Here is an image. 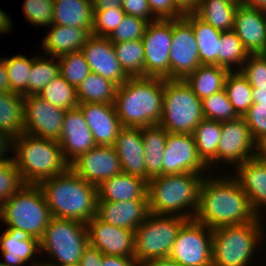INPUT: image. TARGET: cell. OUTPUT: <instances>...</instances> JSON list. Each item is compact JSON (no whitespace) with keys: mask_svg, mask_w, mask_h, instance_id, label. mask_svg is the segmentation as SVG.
<instances>
[{"mask_svg":"<svg viewBox=\"0 0 266 266\" xmlns=\"http://www.w3.org/2000/svg\"><path fill=\"white\" fill-rule=\"evenodd\" d=\"M228 174L217 178L207 174L201 183L199 205L193 219L212 230L251 223L259 217L238 180Z\"/></svg>","mask_w":266,"mask_h":266,"instance_id":"cell-1","label":"cell"},{"mask_svg":"<svg viewBox=\"0 0 266 266\" xmlns=\"http://www.w3.org/2000/svg\"><path fill=\"white\" fill-rule=\"evenodd\" d=\"M38 186L52 217L74 219L87 224L97 215V187L71 168L41 181Z\"/></svg>","mask_w":266,"mask_h":266,"instance_id":"cell-2","label":"cell"},{"mask_svg":"<svg viewBox=\"0 0 266 266\" xmlns=\"http://www.w3.org/2000/svg\"><path fill=\"white\" fill-rule=\"evenodd\" d=\"M164 79L129 77L118 86L114 106L122 127L158 125L163 112Z\"/></svg>","mask_w":266,"mask_h":266,"instance_id":"cell-3","label":"cell"},{"mask_svg":"<svg viewBox=\"0 0 266 266\" xmlns=\"http://www.w3.org/2000/svg\"><path fill=\"white\" fill-rule=\"evenodd\" d=\"M204 177L205 175L199 173H182L150 179L147 191L149 212L193 219L199 205L200 187Z\"/></svg>","mask_w":266,"mask_h":266,"instance_id":"cell-4","label":"cell"},{"mask_svg":"<svg viewBox=\"0 0 266 266\" xmlns=\"http://www.w3.org/2000/svg\"><path fill=\"white\" fill-rule=\"evenodd\" d=\"M13 149L16 157L12 158L24 184L38 185L70 168L57 140L23 132L13 138Z\"/></svg>","mask_w":266,"mask_h":266,"instance_id":"cell-5","label":"cell"},{"mask_svg":"<svg viewBox=\"0 0 266 266\" xmlns=\"http://www.w3.org/2000/svg\"><path fill=\"white\" fill-rule=\"evenodd\" d=\"M261 224L259 216L251 223L213 229L212 266L249 265L256 246L263 241V235H266Z\"/></svg>","mask_w":266,"mask_h":266,"instance_id":"cell-6","label":"cell"},{"mask_svg":"<svg viewBox=\"0 0 266 266\" xmlns=\"http://www.w3.org/2000/svg\"><path fill=\"white\" fill-rule=\"evenodd\" d=\"M40 253L50 255L47 266H78L83 250L89 244L88 229L84 222L52 217L39 240ZM58 261L57 263L55 261ZM51 262V263H50Z\"/></svg>","mask_w":266,"mask_h":266,"instance_id":"cell-7","label":"cell"},{"mask_svg":"<svg viewBox=\"0 0 266 266\" xmlns=\"http://www.w3.org/2000/svg\"><path fill=\"white\" fill-rule=\"evenodd\" d=\"M52 218L41 188L25 184L0 205V219L8 228L29 232L40 240Z\"/></svg>","mask_w":266,"mask_h":266,"instance_id":"cell-8","label":"cell"},{"mask_svg":"<svg viewBox=\"0 0 266 266\" xmlns=\"http://www.w3.org/2000/svg\"><path fill=\"white\" fill-rule=\"evenodd\" d=\"M204 119L200 100L181 79H164L163 112L159 123L168 133L192 134Z\"/></svg>","mask_w":266,"mask_h":266,"instance_id":"cell-9","label":"cell"},{"mask_svg":"<svg viewBox=\"0 0 266 266\" xmlns=\"http://www.w3.org/2000/svg\"><path fill=\"white\" fill-rule=\"evenodd\" d=\"M188 220L179 215L150 213L135 229L136 260L142 264L147 260L168 257L178 232Z\"/></svg>","mask_w":266,"mask_h":266,"instance_id":"cell-10","label":"cell"},{"mask_svg":"<svg viewBox=\"0 0 266 266\" xmlns=\"http://www.w3.org/2000/svg\"><path fill=\"white\" fill-rule=\"evenodd\" d=\"M213 230L194 219L178 232L168 257L183 266H212Z\"/></svg>","mask_w":266,"mask_h":266,"instance_id":"cell-11","label":"cell"},{"mask_svg":"<svg viewBox=\"0 0 266 266\" xmlns=\"http://www.w3.org/2000/svg\"><path fill=\"white\" fill-rule=\"evenodd\" d=\"M141 40L145 55L144 77L170 79L172 19L150 22Z\"/></svg>","mask_w":266,"mask_h":266,"instance_id":"cell-12","label":"cell"},{"mask_svg":"<svg viewBox=\"0 0 266 266\" xmlns=\"http://www.w3.org/2000/svg\"><path fill=\"white\" fill-rule=\"evenodd\" d=\"M169 59L170 79L183 80L201 65L192 25L184 17L172 19Z\"/></svg>","mask_w":266,"mask_h":266,"instance_id":"cell-13","label":"cell"},{"mask_svg":"<svg viewBox=\"0 0 266 266\" xmlns=\"http://www.w3.org/2000/svg\"><path fill=\"white\" fill-rule=\"evenodd\" d=\"M222 133L217 148V162L233 163L235 168L247 159L259 155V145L253 139L243 117L221 122ZM253 150V151H252Z\"/></svg>","mask_w":266,"mask_h":266,"instance_id":"cell-14","label":"cell"},{"mask_svg":"<svg viewBox=\"0 0 266 266\" xmlns=\"http://www.w3.org/2000/svg\"><path fill=\"white\" fill-rule=\"evenodd\" d=\"M66 111L38 95H26L24 96V132L58 141Z\"/></svg>","mask_w":266,"mask_h":266,"instance_id":"cell-15","label":"cell"},{"mask_svg":"<svg viewBox=\"0 0 266 266\" xmlns=\"http://www.w3.org/2000/svg\"><path fill=\"white\" fill-rule=\"evenodd\" d=\"M209 171L197 152L192 134L168 133L163 153L162 175L201 173Z\"/></svg>","mask_w":266,"mask_h":266,"instance_id":"cell-16","label":"cell"},{"mask_svg":"<svg viewBox=\"0 0 266 266\" xmlns=\"http://www.w3.org/2000/svg\"><path fill=\"white\" fill-rule=\"evenodd\" d=\"M70 168L96 187L105 180L122 173L120 159L113 145H96L75 159L70 164Z\"/></svg>","mask_w":266,"mask_h":266,"instance_id":"cell-17","label":"cell"},{"mask_svg":"<svg viewBox=\"0 0 266 266\" xmlns=\"http://www.w3.org/2000/svg\"><path fill=\"white\" fill-rule=\"evenodd\" d=\"M86 225L90 246L108 256L135 257V231L111 225L97 215Z\"/></svg>","mask_w":266,"mask_h":266,"instance_id":"cell-18","label":"cell"},{"mask_svg":"<svg viewBox=\"0 0 266 266\" xmlns=\"http://www.w3.org/2000/svg\"><path fill=\"white\" fill-rule=\"evenodd\" d=\"M81 52L92 73L99 74L118 86L129 79L120 66L112 42L107 37L91 35Z\"/></svg>","mask_w":266,"mask_h":266,"instance_id":"cell-19","label":"cell"},{"mask_svg":"<svg viewBox=\"0 0 266 266\" xmlns=\"http://www.w3.org/2000/svg\"><path fill=\"white\" fill-rule=\"evenodd\" d=\"M58 142L69 164L96 146L92 132L78 107L66 111Z\"/></svg>","mask_w":266,"mask_h":266,"instance_id":"cell-20","label":"cell"},{"mask_svg":"<svg viewBox=\"0 0 266 266\" xmlns=\"http://www.w3.org/2000/svg\"><path fill=\"white\" fill-rule=\"evenodd\" d=\"M96 145H113L122 128L114 103H79Z\"/></svg>","mask_w":266,"mask_h":266,"instance_id":"cell-21","label":"cell"},{"mask_svg":"<svg viewBox=\"0 0 266 266\" xmlns=\"http://www.w3.org/2000/svg\"><path fill=\"white\" fill-rule=\"evenodd\" d=\"M233 30L248 54H266L265 12L239 5Z\"/></svg>","mask_w":266,"mask_h":266,"instance_id":"cell-22","label":"cell"},{"mask_svg":"<svg viewBox=\"0 0 266 266\" xmlns=\"http://www.w3.org/2000/svg\"><path fill=\"white\" fill-rule=\"evenodd\" d=\"M122 173L146 180V166L141 127H122L113 144Z\"/></svg>","mask_w":266,"mask_h":266,"instance_id":"cell-23","label":"cell"},{"mask_svg":"<svg viewBox=\"0 0 266 266\" xmlns=\"http://www.w3.org/2000/svg\"><path fill=\"white\" fill-rule=\"evenodd\" d=\"M235 172L233 176L248 196L252 209L261 216L260 208L266 207V161L257 155L237 165Z\"/></svg>","mask_w":266,"mask_h":266,"instance_id":"cell-24","label":"cell"},{"mask_svg":"<svg viewBox=\"0 0 266 266\" xmlns=\"http://www.w3.org/2000/svg\"><path fill=\"white\" fill-rule=\"evenodd\" d=\"M149 214L148 200L97 201V216L102 221L122 229L135 231Z\"/></svg>","mask_w":266,"mask_h":266,"instance_id":"cell-25","label":"cell"},{"mask_svg":"<svg viewBox=\"0 0 266 266\" xmlns=\"http://www.w3.org/2000/svg\"><path fill=\"white\" fill-rule=\"evenodd\" d=\"M147 191V180L126 173L115 175L97 186L98 201L148 200Z\"/></svg>","mask_w":266,"mask_h":266,"instance_id":"cell-26","label":"cell"},{"mask_svg":"<svg viewBox=\"0 0 266 266\" xmlns=\"http://www.w3.org/2000/svg\"><path fill=\"white\" fill-rule=\"evenodd\" d=\"M0 249L7 266H22L40 252L39 240L18 228H6L0 236ZM31 259V260H30Z\"/></svg>","mask_w":266,"mask_h":266,"instance_id":"cell-27","label":"cell"},{"mask_svg":"<svg viewBox=\"0 0 266 266\" xmlns=\"http://www.w3.org/2000/svg\"><path fill=\"white\" fill-rule=\"evenodd\" d=\"M49 27L51 30H49L42 42L47 58L50 56L59 57L67 53L80 51L91 36L87 29L79 27L57 24H51Z\"/></svg>","mask_w":266,"mask_h":266,"instance_id":"cell-28","label":"cell"},{"mask_svg":"<svg viewBox=\"0 0 266 266\" xmlns=\"http://www.w3.org/2000/svg\"><path fill=\"white\" fill-rule=\"evenodd\" d=\"M92 0H54L52 24L79 27L92 33Z\"/></svg>","mask_w":266,"mask_h":266,"instance_id":"cell-29","label":"cell"},{"mask_svg":"<svg viewBox=\"0 0 266 266\" xmlns=\"http://www.w3.org/2000/svg\"><path fill=\"white\" fill-rule=\"evenodd\" d=\"M191 25L198 44L201 65H218L220 54L221 30L207 24L194 13L183 16Z\"/></svg>","mask_w":266,"mask_h":266,"instance_id":"cell-30","label":"cell"},{"mask_svg":"<svg viewBox=\"0 0 266 266\" xmlns=\"http://www.w3.org/2000/svg\"><path fill=\"white\" fill-rule=\"evenodd\" d=\"M167 134L168 132L159 124L141 127L147 181L162 175V161Z\"/></svg>","mask_w":266,"mask_h":266,"instance_id":"cell-31","label":"cell"},{"mask_svg":"<svg viewBox=\"0 0 266 266\" xmlns=\"http://www.w3.org/2000/svg\"><path fill=\"white\" fill-rule=\"evenodd\" d=\"M229 69L218 65H200L194 72L183 80L200 99L224 89Z\"/></svg>","mask_w":266,"mask_h":266,"instance_id":"cell-32","label":"cell"},{"mask_svg":"<svg viewBox=\"0 0 266 266\" xmlns=\"http://www.w3.org/2000/svg\"><path fill=\"white\" fill-rule=\"evenodd\" d=\"M233 0H200L194 14L221 31L233 30L237 8Z\"/></svg>","mask_w":266,"mask_h":266,"instance_id":"cell-33","label":"cell"},{"mask_svg":"<svg viewBox=\"0 0 266 266\" xmlns=\"http://www.w3.org/2000/svg\"><path fill=\"white\" fill-rule=\"evenodd\" d=\"M221 133V122L206 118H204L192 132L198 155L209 167V171L214 167L217 168V148Z\"/></svg>","mask_w":266,"mask_h":266,"instance_id":"cell-34","label":"cell"},{"mask_svg":"<svg viewBox=\"0 0 266 266\" xmlns=\"http://www.w3.org/2000/svg\"><path fill=\"white\" fill-rule=\"evenodd\" d=\"M24 127V96L0 93V131L15 138L24 132Z\"/></svg>","mask_w":266,"mask_h":266,"instance_id":"cell-35","label":"cell"},{"mask_svg":"<svg viewBox=\"0 0 266 266\" xmlns=\"http://www.w3.org/2000/svg\"><path fill=\"white\" fill-rule=\"evenodd\" d=\"M118 85L95 73H90L76 89L79 103H114Z\"/></svg>","mask_w":266,"mask_h":266,"instance_id":"cell-36","label":"cell"},{"mask_svg":"<svg viewBox=\"0 0 266 266\" xmlns=\"http://www.w3.org/2000/svg\"><path fill=\"white\" fill-rule=\"evenodd\" d=\"M224 90L236 114L243 117L253 104L252 87L240 70H232L228 73Z\"/></svg>","mask_w":266,"mask_h":266,"instance_id":"cell-37","label":"cell"},{"mask_svg":"<svg viewBox=\"0 0 266 266\" xmlns=\"http://www.w3.org/2000/svg\"><path fill=\"white\" fill-rule=\"evenodd\" d=\"M122 70L128 77H144V47L142 40L112 43Z\"/></svg>","mask_w":266,"mask_h":266,"instance_id":"cell-38","label":"cell"},{"mask_svg":"<svg viewBox=\"0 0 266 266\" xmlns=\"http://www.w3.org/2000/svg\"><path fill=\"white\" fill-rule=\"evenodd\" d=\"M43 58L42 56H34L28 80L27 95H38L49 82L60 75V63L57 57L52 56L50 60L46 57Z\"/></svg>","mask_w":266,"mask_h":266,"instance_id":"cell-39","label":"cell"},{"mask_svg":"<svg viewBox=\"0 0 266 266\" xmlns=\"http://www.w3.org/2000/svg\"><path fill=\"white\" fill-rule=\"evenodd\" d=\"M38 96L66 110L75 109L79 105L76 88L61 75L49 82Z\"/></svg>","mask_w":266,"mask_h":266,"instance_id":"cell-40","label":"cell"},{"mask_svg":"<svg viewBox=\"0 0 266 266\" xmlns=\"http://www.w3.org/2000/svg\"><path fill=\"white\" fill-rule=\"evenodd\" d=\"M248 55L234 30L222 32L218 66H223L232 71L234 66L243 65Z\"/></svg>","mask_w":266,"mask_h":266,"instance_id":"cell-41","label":"cell"},{"mask_svg":"<svg viewBox=\"0 0 266 266\" xmlns=\"http://www.w3.org/2000/svg\"><path fill=\"white\" fill-rule=\"evenodd\" d=\"M33 60L34 57L29 59L21 54L10 58L4 57L11 92L23 96L27 95L28 80Z\"/></svg>","mask_w":266,"mask_h":266,"instance_id":"cell-42","label":"cell"},{"mask_svg":"<svg viewBox=\"0 0 266 266\" xmlns=\"http://www.w3.org/2000/svg\"><path fill=\"white\" fill-rule=\"evenodd\" d=\"M57 59L60 63V75L76 89L91 73L89 64L81 50L61 55Z\"/></svg>","mask_w":266,"mask_h":266,"instance_id":"cell-43","label":"cell"},{"mask_svg":"<svg viewBox=\"0 0 266 266\" xmlns=\"http://www.w3.org/2000/svg\"><path fill=\"white\" fill-rule=\"evenodd\" d=\"M202 113L204 118L219 122L239 118L224 89L202 100Z\"/></svg>","mask_w":266,"mask_h":266,"instance_id":"cell-44","label":"cell"},{"mask_svg":"<svg viewBox=\"0 0 266 266\" xmlns=\"http://www.w3.org/2000/svg\"><path fill=\"white\" fill-rule=\"evenodd\" d=\"M150 22L125 14L122 23L107 37L112 43L141 40Z\"/></svg>","mask_w":266,"mask_h":266,"instance_id":"cell-45","label":"cell"},{"mask_svg":"<svg viewBox=\"0 0 266 266\" xmlns=\"http://www.w3.org/2000/svg\"><path fill=\"white\" fill-rule=\"evenodd\" d=\"M125 14L122 7L94 11L91 35L108 37L122 23Z\"/></svg>","mask_w":266,"mask_h":266,"instance_id":"cell-46","label":"cell"},{"mask_svg":"<svg viewBox=\"0 0 266 266\" xmlns=\"http://www.w3.org/2000/svg\"><path fill=\"white\" fill-rule=\"evenodd\" d=\"M24 185L13 160L0 163V205L11 198Z\"/></svg>","mask_w":266,"mask_h":266,"instance_id":"cell-47","label":"cell"},{"mask_svg":"<svg viewBox=\"0 0 266 266\" xmlns=\"http://www.w3.org/2000/svg\"><path fill=\"white\" fill-rule=\"evenodd\" d=\"M252 88H266V54H249L239 68Z\"/></svg>","mask_w":266,"mask_h":266,"instance_id":"cell-48","label":"cell"},{"mask_svg":"<svg viewBox=\"0 0 266 266\" xmlns=\"http://www.w3.org/2000/svg\"><path fill=\"white\" fill-rule=\"evenodd\" d=\"M54 9V0H25L23 12L26 20L35 26H50Z\"/></svg>","mask_w":266,"mask_h":266,"instance_id":"cell-49","label":"cell"},{"mask_svg":"<svg viewBox=\"0 0 266 266\" xmlns=\"http://www.w3.org/2000/svg\"><path fill=\"white\" fill-rule=\"evenodd\" d=\"M243 118L253 139L260 145L266 140V104L253 103Z\"/></svg>","mask_w":266,"mask_h":266,"instance_id":"cell-50","label":"cell"},{"mask_svg":"<svg viewBox=\"0 0 266 266\" xmlns=\"http://www.w3.org/2000/svg\"><path fill=\"white\" fill-rule=\"evenodd\" d=\"M157 19H178L184 14L176 7L173 0H147Z\"/></svg>","mask_w":266,"mask_h":266,"instance_id":"cell-51","label":"cell"},{"mask_svg":"<svg viewBox=\"0 0 266 266\" xmlns=\"http://www.w3.org/2000/svg\"><path fill=\"white\" fill-rule=\"evenodd\" d=\"M122 9L127 15L137 16L149 22L158 20L153 15L147 0H123Z\"/></svg>","mask_w":266,"mask_h":266,"instance_id":"cell-52","label":"cell"},{"mask_svg":"<svg viewBox=\"0 0 266 266\" xmlns=\"http://www.w3.org/2000/svg\"><path fill=\"white\" fill-rule=\"evenodd\" d=\"M104 254L89 244L83 250L78 266H101Z\"/></svg>","mask_w":266,"mask_h":266,"instance_id":"cell-53","label":"cell"},{"mask_svg":"<svg viewBox=\"0 0 266 266\" xmlns=\"http://www.w3.org/2000/svg\"><path fill=\"white\" fill-rule=\"evenodd\" d=\"M101 266H141L135 257L103 256Z\"/></svg>","mask_w":266,"mask_h":266,"instance_id":"cell-54","label":"cell"},{"mask_svg":"<svg viewBox=\"0 0 266 266\" xmlns=\"http://www.w3.org/2000/svg\"><path fill=\"white\" fill-rule=\"evenodd\" d=\"M13 150V138L5 132L0 131V163L12 161L13 158L6 157L8 150ZM5 156V157H4Z\"/></svg>","mask_w":266,"mask_h":266,"instance_id":"cell-55","label":"cell"},{"mask_svg":"<svg viewBox=\"0 0 266 266\" xmlns=\"http://www.w3.org/2000/svg\"><path fill=\"white\" fill-rule=\"evenodd\" d=\"M176 7L183 13H194L200 0H173Z\"/></svg>","mask_w":266,"mask_h":266,"instance_id":"cell-56","label":"cell"},{"mask_svg":"<svg viewBox=\"0 0 266 266\" xmlns=\"http://www.w3.org/2000/svg\"><path fill=\"white\" fill-rule=\"evenodd\" d=\"M123 0H92L94 11L108 10L122 7Z\"/></svg>","mask_w":266,"mask_h":266,"instance_id":"cell-57","label":"cell"},{"mask_svg":"<svg viewBox=\"0 0 266 266\" xmlns=\"http://www.w3.org/2000/svg\"><path fill=\"white\" fill-rule=\"evenodd\" d=\"M11 92L4 58H0V93Z\"/></svg>","mask_w":266,"mask_h":266,"instance_id":"cell-58","label":"cell"},{"mask_svg":"<svg viewBox=\"0 0 266 266\" xmlns=\"http://www.w3.org/2000/svg\"><path fill=\"white\" fill-rule=\"evenodd\" d=\"M141 266H183L170 257L147 260Z\"/></svg>","mask_w":266,"mask_h":266,"instance_id":"cell-59","label":"cell"},{"mask_svg":"<svg viewBox=\"0 0 266 266\" xmlns=\"http://www.w3.org/2000/svg\"><path fill=\"white\" fill-rule=\"evenodd\" d=\"M12 29V20L0 9V34L9 33Z\"/></svg>","mask_w":266,"mask_h":266,"instance_id":"cell-60","label":"cell"},{"mask_svg":"<svg viewBox=\"0 0 266 266\" xmlns=\"http://www.w3.org/2000/svg\"><path fill=\"white\" fill-rule=\"evenodd\" d=\"M240 5L266 11V0H240Z\"/></svg>","mask_w":266,"mask_h":266,"instance_id":"cell-61","label":"cell"},{"mask_svg":"<svg viewBox=\"0 0 266 266\" xmlns=\"http://www.w3.org/2000/svg\"><path fill=\"white\" fill-rule=\"evenodd\" d=\"M253 103L266 104V88H252Z\"/></svg>","mask_w":266,"mask_h":266,"instance_id":"cell-62","label":"cell"},{"mask_svg":"<svg viewBox=\"0 0 266 266\" xmlns=\"http://www.w3.org/2000/svg\"><path fill=\"white\" fill-rule=\"evenodd\" d=\"M259 155L266 161V140L259 145Z\"/></svg>","mask_w":266,"mask_h":266,"instance_id":"cell-63","label":"cell"},{"mask_svg":"<svg viewBox=\"0 0 266 266\" xmlns=\"http://www.w3.org/2000/svg\"><path fill=\"white\" fill-rule=\"evenodd\" d=\"M31 266H47V265L43 264L42 262L40 263L37 261V262L33 263V265H31Z\"/></svg>","mask_w":266,"mask_h":266,"instance_id":"cell-64","label":"cell"},{"mask_svg":"<svg viewBox=\"0 0 266 266\" xmlns=\"http://www.w3.org/2000/svg\"><path fill=\"white\" fill-rule=\"evenodd\" d=\"M0 266H7V265L3 264L2 261H1V262H0Z\"/></svg>","mask_w":266,"mask_h":266,"instance_id":"cell-65","label":"cell"}]
</instances>
